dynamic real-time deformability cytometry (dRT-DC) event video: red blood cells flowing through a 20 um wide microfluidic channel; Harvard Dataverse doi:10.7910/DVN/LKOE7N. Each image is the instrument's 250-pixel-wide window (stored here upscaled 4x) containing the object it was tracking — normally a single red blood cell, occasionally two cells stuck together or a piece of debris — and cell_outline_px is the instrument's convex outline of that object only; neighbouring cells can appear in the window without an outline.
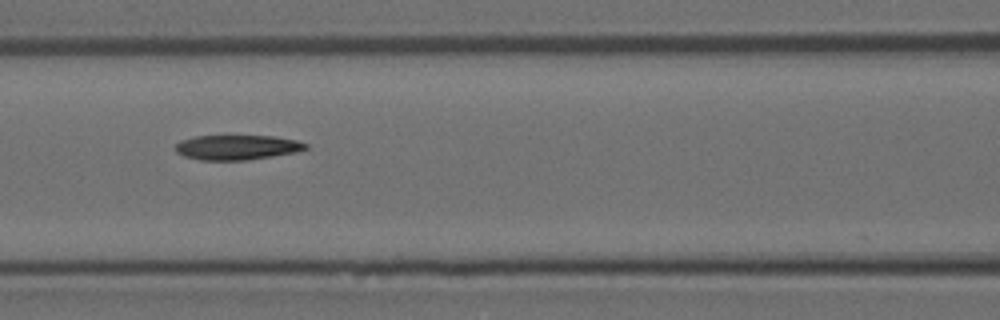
{"species": "Egyptian fruit bat (a non-hibernating species)", "species_latin": "Rousettus aegyptiacus", "temperature_condition": "room temperature", "stored_images_in_passage": 5, "camera_frame_rate_fps": 3000, "um_per_image_px": 0.085, "animal": {"sex": "female"}, "frame": {"image": 1, "passage_image": 3, "time_ms": 3.0, "image_size_px": [1000, 320], "cell_outline_px": [[308, 148], [296, 152], [248, 160], [200, 160], [184, 156], [176, 152], [176, 144], [180, 140], [196, 136], [272, 136], [296, 140], [308, 144]], "centroid_in_image_um": [20.14, 12.52], "position_along_channel_um": 146.5, "area_um2": 18.79}}
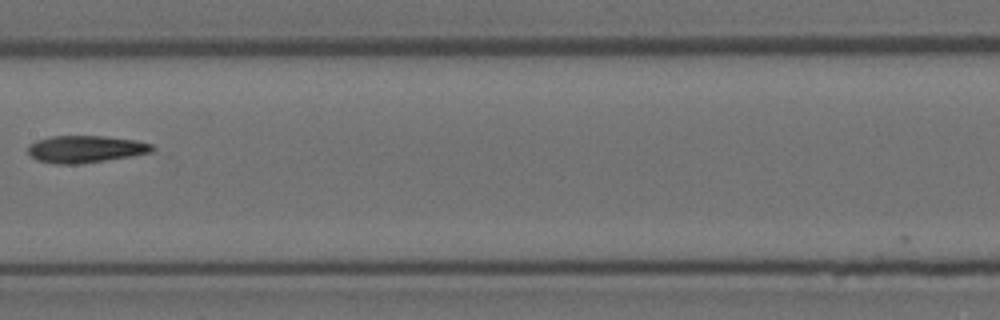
{"frame": {"image": 2, "passage_image": 4, "time_ms": 4.333, "image_size_px": [1000, 320], "cell_outline_px": [[156, 148], [152, 152], [132, 156], [80, 164], [52, 164], [36, 160], [28, 152], [28, 148], [36, 140], [52, 136], [104, 136], [136, 140], [152, 144]], "centroid_in_image_um": [7.29, 12.68], "position_along_channel_um": 200.1, "area_um2": 19.71}}
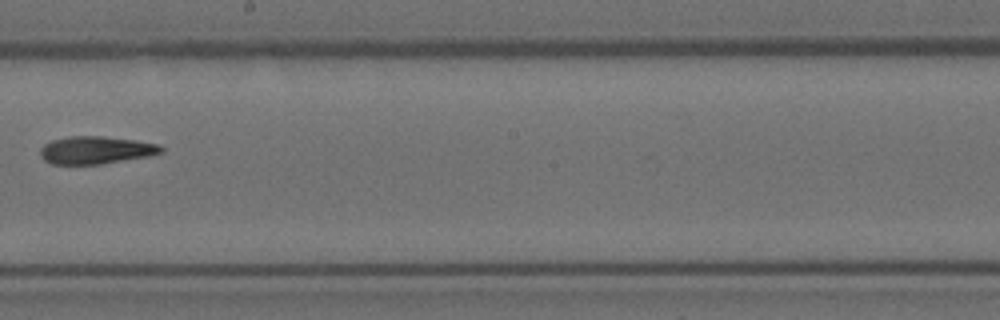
{"frame": {"image": 3, "passage_image": 5, "time_ms": 5.333, "image_size_px": [1000, 320], "cell_outline_px": [[164, 152], [148, 156], [100, 164], [52, 164], [44, 160], [40, 156], [40, 148], [44, 144], [52, 140], [68, 136], [100, 136], [136, 140], [160, 144], [164, 148]], "centroid_in_image_um": [8.15, 12.75], "position_along_channel_um": 240.0, "area_um2": 19.54}}